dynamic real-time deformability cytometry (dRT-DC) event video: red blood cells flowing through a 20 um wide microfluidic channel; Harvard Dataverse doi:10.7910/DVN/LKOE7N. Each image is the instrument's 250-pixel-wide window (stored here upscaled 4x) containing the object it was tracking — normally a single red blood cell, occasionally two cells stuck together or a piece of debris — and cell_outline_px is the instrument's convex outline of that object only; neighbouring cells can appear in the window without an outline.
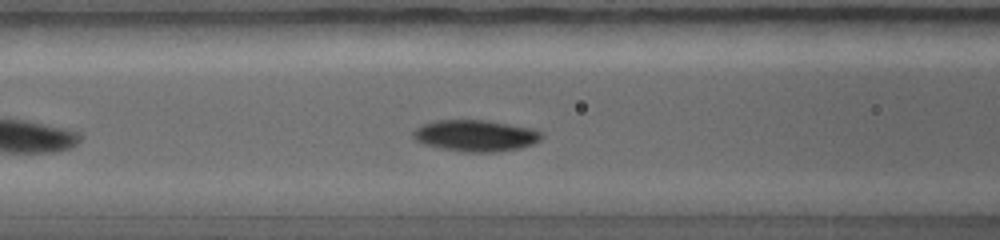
{"species": "common noctule bat (a hibernating species)", "species_latin": "Nyctalus noctula", "temperature_condition": "warm", "stored_images_in_passage": 23, "camera_frame_rate_fps": 5000, "um_per_image_px": 0.085, "animal": {"sex": "female", "body_mass_g": 19.0, "forearm_length_mm": 56.7}, "frame": {"image": 1, "passage_image": 6, "time_ms": 1.8, "image_size_px": [1000, 240], "cell_outline_px": [[544, 136], [540, 140], [532, 144], [520, 148], [496, 152], [464, 152], [424, 144], [416, 140], [412, 136], [412, 132], [416, 128], [424, 124], [436, 120], [488, 120], [532, 128], [540, 132]], "centroid_in_image_um": [40.44, 11.52], "position_along_channel_um": 126.2, "area_um2": 23.47}}
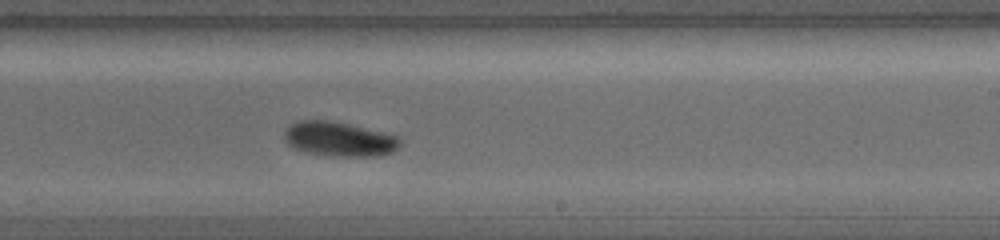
{"frame": {"image": 2, "passage_image": 12, "time_ms": 4.0, "image_size_px": [1000, 240], "cell_outline_px": [[400, 144], [392, 152], [376, 156], [336, 156], [304, 152], [288, 144], [284, 140], [284, 132], [292, 124], [300, 120], [328, 120], [348, 124], [400, 136]], "centroid_in_image_um": [28.83, 11.82], "position_along_channel_um": 260.2, "area_um2": 23.06}}
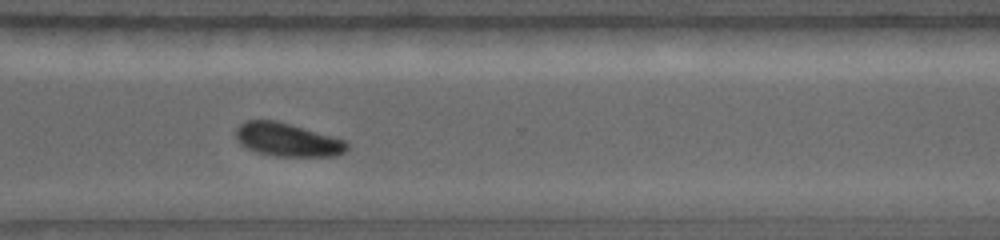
{"frame": {"image": 3, "passage_image": 18, "time_ms": 5.4, "image_size_px": [1000, 240], "cell_outline_px": [[348, 148], [344, 152], [336, 156], [276, 156], [256, 152], [240, 144], [236, 140], [236, 128], [240, 124], [248, 120], [276, 120], [344, 140], [348, 144]], "centroid_in_image_um": [24.4, 11.88], "position_along_channel_um": 346.2, "area_um2": 21.39}}